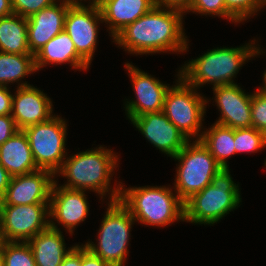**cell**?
<instances>
[{
  "label": "cell",
  "instance_id": "6da1fadb",
  "mask_svg": "<svg viewBox=\"0 0 266 266\" xmlns=\"http://www.w3.org/2000/svg\"><path fill=\"white\" fill-rule=\"evenodd\" d=\"M184 15L181 10L154 6L123 29L112 42L133 55L183 54L189 48L183 26Z\"/></svg>",
  "mask_w": 266,
  "mask_h": 266
},
{
  "label": "cell",
  "instance_id": "7a4b0ae2",
  "mask_svg": "<svg viewBox=\"0 0 266 266\" xmlns=\"http://www.w3.org/2000/svg\"><path fill=\"white\" fill-rule=\"evenodd\" d=\"M116 154L114 149L100 145L91 150L67 155L61 168L54 175L56 178L61 175L67 179L65 184H59L62 187L92 191L96 195L98 193L102 201L106 196L108 200L110 199L109 202L117 201L120 199L121 181L115 180L114 188L111 186V179L120 162L118 157L120 155Z\"/></svg>",
  "mask_w": 266,
  "mask_h": 266
},
{
  "label": "cell",
  "instance_id": "3957f363",
  "mask_svg": "<svg viewBox=\"0 0 266 266\" xmlns=\"http://www.w3.org/2000/svg\"><path fill=\"white\" fill-rule=\"evenodd\" d=\"M255 38L245 45L237 47H217L208 49L201 56L189 60L181 65L180 76L196 89L203 85L212 87L235 84L236 78L243 64L253 57L265 54ZM256 42V43H255Z\"/></svg>",
  "mask_w": 266,
  "mask_h": 266
},
{
  "label": "cell",
  "instance_id": "277c9868",
  "mask_svg": "<svg viewBox=\"0 0 266 266\" xmlns=\"http://www.w3.org/2000/svg\"><path fill=\"white\" fill-rule=\"evenodd\" d=\"M124 186L121 182L119 200L141 225L160 228L171 226L176 221H185L184 202L170 185Z\"/></svg>",
  "mask_w": 266,
  "mask_h": 266
},
{
  "label": "cell",
  "instance_id": "5b68a950",
  "mask_svg": "<svg viewBox=\"0 0 266 266\" xmlns=\"http://www.w3.org/2000/svg\"><path fill=\"white\" fill-rule=\"evenodd\" d=\"M230 170L222 168L211 184L184 203V222L213 226L240 206L242 198L239 184L233 180Z\"/></svg>",
  "mask_w": 266,
  "mask_h": 266
},
{
  "label": "cell",
  "instance_id": "8992f818",
  "mask_svg": "<svg viewBox=\"0 0 266 266\" xmlns=\"http://www.w3.org/2000/svg\"><path fill=\"white\" fill-rule=\"evenodd\" d=\"M107 203L106 214L97 234V244L90 240L83 245L110 266H125L129 256L130 232L136 221L120 200Z\"/></svg>",
  "mask_w": 266,
  "mask_h": 266
},
{
  "label": "cell",
  "instance_id": "52a82bcc",
  "mask_svg": "<svg viewBox=\"0 0 266 266\" xmlns=\"http://www.w3.org/2000/svg\"><path fill=\"white\" fill-rule=\"evenodd\" d=\"M177 73L175 85L166 93L163 113L189 140H199L205 129L207 104L211 100L189 85L180 76V70Z\"/></svg>",
  "mask_w": 266,
  "mask_h": 266
},
{
  "label": "cell",
  "instance_id": "ba28073f",
  "mask_svg": "<svg viewBox=\"0 0 266 266\" xmlns=\"http://www.w3.org/2000/svg\"><path fill=\"white\" fill-rule=\"evenodd\" d=\"M172 159L178 161L172 187L184 203L211 184L222 169L200 140H190Z\"/></svg>",
  "mask_w": 266,
  "mask_h": 266
},
{
  "label": "cell",
  "instance_id": "9c48e42d",
  "mask_svg": "<svg viewBox=\"0 0 266 266\" xmlns=\"http://www.w3.org/2000/svg\"><path fill=\"white\" fill-rule=\"evenodd\" d=\"M67 127L66 120L54 113L48 121L24 129L38 169L55 174L61 168L68 155Z\"/></svg>",
  "mask_w": 266,
  "mask_h": 266
},
{
  "label": "cell",
  "instance_id": "30bf717a",
  "mask_svg": "<svg viewBox=\"0 0 266 266\" xmlns=\"http://www.w3.org/2000/svg\"><path fill=\"white\" fill-rule=\"evenodd\" d=\"M49 226V203L0 204V232L3 241L27 242Z\"/></svg>",
  "mask_w": 266,
  "mask_h": 266
},
{
  "label": "cell",
  "instance_id": "8fae6325",
  "mask_svg": "<svg viewBox=\"0 0 266 266\" xmlns=\"http://www.w3.org/2000/svg\"><path fill=\"white\" fill-rule=\"evenodd\" d=\"M100 23L98 4L73 3L65 16L64 30L74 43L77 53L91 65L98 44Z\"/></svg>",
  "mask_w": 266,
  "mask_h": 266
},
{
  "label": "cell",
  "instance_id": "7c38bea8",
  "mask_svg": "<svg viewBox=\"0 0 266 266\" xmlns=\"http://www.w3.org/2000/svg\"><path fill=\"white\" fill-rule=\"evenodd\" d=\"M130 76L135 99H126L124 109L126 117L131 121L134 117L146 113L163 111L166 93L170 84H165L156 77L139 69L131 63H125Z\"/></svg>",
  "mask_w": 266,
  "mask_h": 266
},
{
  "label": "cell",
  "instance_id": "4fadbf2b",
  "mask_svg": "<svg viewBox=\"0 0 266 266\" xmlns=\"http://www.w3.org/2000/svg\"><path fill=\"white\" fill-rule=\"evenodd\" d=\"M54 181L49 203L50 227L56 230L58 224L73 235L75 228L89 216V202L85 190H75L58 185ZM57 223H56V222ZM57 224V225H56Z\"/></svg>",
  "mask_w": 266,
  "mask_h": 266
},
{
  "label": "cell",
  "instance_id": "5bb4252c",
  "mask_svg": "<svg viewBox=\"0 0 266 266\" xmlns=\"http://www.w3.org/2000/svg\"><path fill=\"white\" fill-rule=\"evenodd\" d=\"M131 124L164 155L173 158L190 140L163 113L134 117Z\"/></svg>",
  "mask_w": 266,
  "mask_h": 266
},
{
  "label": "cell",
  "instance_id": "9a60e30c",
  "mask_svg": "<svg viewBox=\"0 0 266 266\" xmlns=\"http://www.w3.org/2000/svg\"><path fill=\"white\" fill-rule=\"evenodd\" d=\"M55 175L45 169L12 176L0 204L25 205L50 203Z\"/></svg>",
  "mask_w": 266,
  "mask_h": 266
},
{
  "label": "cell",
  "instance_id": "2e32d148",
  "mask_svg": "<svg viewBox=\"0 0 266 266\" xmlns=\"http://www.w3.org/2000/svg\"><path fill=\"white\" fill-rule=\"evenodd\" d=\"M212 99L220 112V117L215 123L233 129L252 127L251 97L245 89L237 83L212 87Z\"/></svg>",
  "mask_w": 266,
  "mask_h": 266
},
{
  "label": "cell",
  "instance_id": "e0dca14e",
  "mask_svg": "<svg viewBox=\"0 0 266 266\" xmlns=\"http://www.w3.org/2000/svg\"><path fill=\"white\" fill-rule=\"evenodd\" d=\"M14 93L11 117L18 130L46 122L54 116L51 98L37 87H19Z\"/></svg>",
  "mask_w": 266,
  "mask_h": 266
},
{
  "label": "cell",
  "instance_id": "ac0fdd59",
  "mask_svg": "<svg viewBox=\"0 0 266 266\" xmlns=\"http://www.w3.org/2000/svg\"><path fill=\"white\" fill-rule=\"evenodd\" d=\"M73 3L58 0L27 18L28 44L35 55L49 40L64 30L65 16Z\"/></svg>",
  "mask_w": 266,
  "mask_h": 266
},
{
  "label": "cell",
  "instance_id": "d6986e66",
  "mask_svg": "<svg viewBox=\"0 0 266 266\" xmlns=\"http://www.w3.org/2000/svg\"><path fill=\"white\" fill-rule=\"evenodd\" d=\"M103 23L112 40L130 23L149 12L154 0H99ZM107 24V25H106Z\"/></svg>",
  "mask_w": 266,
  "mask_h": 266
},
{
  "label": "cell",
  "instance_id": "ffe728a7",
  "mask_svg": "<svg viewBox=\"0 0 266 266\" xmlns=\"http://www.w3.org/2000/svg\"><path fill=\"white\" fill-rule=\"evenodd\" d=\"M36 71L46 65L70 64L71 68L87 71L90 65L77 53L74 43L65 30L49 40L35 55Z\"/></svg>",
  "mask_w": 266,
  "mask_h": 266
},
{
  "label": "cell",
  "instance_id": "44dd1931",
  "mask_svg": "<svg viewBox=\"0 0 266 266\" xmlns=\"http://www.w3.org/2000/svg\"><path fill=\"white\" fill-rule=\"evenodd\" d=\"M0 164L11 176L28 174L38 170L24 130L16 131L0 145Z\"/></svg>",
  "mask_w": 266,
  "mask_h": 266
},
{
  "label": "cell",
  "instance_id": "7402d4cb",
  "mask_svg": "<svg viewBox=\"0 0 266 266\" xmlns=\"http://www.w3.org/2000/svg\"><path fill=\"white\" fill-rule=\"evenodd\" d=\"M36 266H60L65 256L75 246L66 248L64 235L61 230L50 226L27 241Z\"/></svg>",
  "mask_w": 266,
  "mask_h": 266
},
{
  "label": "cell",
  "instance_id": "603a6c76",
  "mask_svg": "<svg viewBox=\"0 0 266 266\" xmlns=\"http://www.w3.org/2000/svg\"><path fill=\"white\" fill-rule=\"evenodd\" d=\"M0 52L30 53L27 18L14 13L0 18Z\"/></svg>",
  "mask_w": 266,
  "mask_h": 266
},
{
  "label": "cell",
  "instance_id": "cb8c5ba5",
  "mask_svg": "<svg viewBox=\"0 0 266 266\" xmlns=\"http://www.w3.org/2000/svg\"><path fill=\"white\" fill-rule=\"evenodd\" d=\"M209 127L204 129L199 140L222 168H229L227 160L235 155L234 129L215 122Z\"/></svg>",
  "mask_w": 266,
  "mask_h": 266
},
{
  "label": "cell",
  "instance_id": "d4e9b609",
  "mask_svg": "<svg viewBox=\"0 0 266 266\" xmlns=\"http://www.w3.org/2000/svg\"><path fill=\"white\" fill-rule=\"evenodd\" d=\"M36 71L34 55L0 52V85L9 86L16 82L17 88L30 86L24 77ZM12 83V84H11Z\"/></svg>",
  "mask_w": 266,
  "mask_h": 266
},
{
  "label": "cell",
  "instance_id": "484cf974",
  "mask_svg": "<svg viewBox=\"0 0 266 266\" xmlns=\"http://www.w3.org/2000/svg\"><path fill=\"white\" fill-rule=\"evenodd\" d=\"M1 247L5 266H36L28 242L3 241Z\"/></svg>",
  "mask_w": 266,
  "mask_h": 266
},
{
  "label": "cell",
  "instance_id": "4316f807",
  "mask_svg": "<svg viewBox=\"0 0 266 266\" xmlns=\"http://www.w3.org/2000/svg\"><path fill=\"white\" fill-rule=\"evenodd\" d=\"M235 154L256 153L264 149L263 132L254 127L234 129Z\"/></svg>",
  "mask_w": 266,
  "mask_h": 266
},
{
  "label": "cell",
  "instance_id": "83f0119b",
  "mask_svg": "<svg viewBox=\"0 0 266 266\" xmlns=\"http://www.w3.org/2000/svg\"><path fill=\"white\" fill-rule=\"evenodd\" d=\"M192 12L205 16H218L224 18L231 23L238 24L239 22L227 11L224 0H192V3L185 14Z\"/></svg>",
  "mask_w": 266,
  "mask_h": 266
},
{
  "label": "cell",
  "instance_id": "f1b7e54d",
  "mask_svg": "<svg viewBox=\"0 0 266 266\" xmlns=\"http://www.w3.org/2000/svg\"><path fill=\"white\" fill-rule=\"evenodd\" d=\"M224 3L227 11L239 24L257 15L265 7L263 0H224Z\"/></svg>",
  "mask_w": 266,
  "mask_h": 266
},
{
  "label": "cell",
  "instance_id": "f546056e",
  "mask_svg": "<svg viewBox=\"0 0 266 266\" xmlns=\"http://www.w3.org/2000/svg\"><path fill=\"white\" fill-rule=\"evenodd\" d=\"M253 92L251 97L252 127L264 132L266 131V95L257 89Z\"/></svg>",
  "mask_w": 266,
  "mask_h": 266
},
{
  "label": "cell",
  "instance_id": "4dcf8cb0",
  "mask_svg": "<svg viewBox=\"0 0 266 266\" xmlns=\"http://www.w3.org/2000/svg\"><path fill=\"white\" fill-rule=\"evenodd\" d=\"M58 0H11L14 14L29 18L41 9L51 6Z\"/></svg>",
  "mask_w": 266,
  "mask_h": 266
},
{
  "label": "cell",
  "instance_id": "1f68e13d",
  "mask_svg": "<svg viewBox=\"0 0 266 266\" xmlns=\"http://www.w3.org/2000/svg\"><path fill=\"white\" fill-rule=\"evenodd\" d=\"M18 128L11 115L0 116V145L7 141Z\"/></svg>",
  "mask_w": 266,
  "mask_h": 266
},
{
  "label": "cell",
  "instance_id": "d6a6232c",
  "mask_svg": "<svg viewBox=\"0 0 266 266\" xmlns=\"http://www.w3.org/2000/svg\"><path fill=\"white\" fill-rule=\"evenodd\" d=\"M12 98L10 87L0 85V116L11 115L12 112Z\"/></svg>",
  "mask_w": 266,
  "mask_h": 266
},
{
  "label": "cell",
  "instance_id": "836d02e7",
  "mask_svg": "<svg viewBox=\"0 0 266 266\" xmlns=\"http://www.w3.org/2000/svg\"><path fill=\"white\" fill-rule=\"evenodd\" d=\"M81 266H110L100 257L91 253L84 245L81 244Z\"/></svg>",
  "mask_w": 266,
  "mask_h": 266
},
{
  "label": "cell",
  "instance_id": "e575fe53",
  "mask_svg": "<svg viewBox=\"0 0 266 266\" xmlns=\"http://www.w3.org/2000/svg\"><path fill=\"white\" fill-rule=\"evenodd\" d=\"M155 6L165 7V8H173L177 10H181L184 13L190 7L192 0H154Z\"/></svg>",
  "mask_w": 266,
  "mask_h": 266
},
{
  "label": "cell",
  "instance_id": "d590c367",
  "mask_svg": "<svg viewBox=\"0 0 266 266\" xmlns=\"http://www.w3.org/2000/svg\"><path fill=\"white\" fill-rule=\"evenodd\" d=\"M60 266H81V245L76 244L65 256Z\"/></svg>",
  "mask_w": 266,
  "mask_h": 266
},
{
  "label": "cell",
  "instance_id": "8d00e7d4",
  "mask_svg": "<svg viewBox=\"0 0 266 266\" xmlns=\"http://www.w3.org/2000/svg\"><path fill=\"white\" fill-rule=\"evenodd\" d=\"M11 177L12 176L9 174V172L0 164V201L5 195Z\"/></svg>",
  "mask_w": 266,
  "mask_h": 266
},
{
  "label": "cell",
  "instance_id": "74e56055",
  "mask_svg": "<svg viewBox=\"0 0 266 266\" xmlns=\"http://www.w3.org/2000/svg\"><path fill=\"white\" fill-rule=\"evenodd\" d=\"M13 14L11 0H0V18Z\"/></svg>",
  "mask_w": 266,
  "mask_h": 266
},
{
  "label": "cell",
  "instance_id": "f35d334b",
  "mask_svg": "<svg viewBox=\"0 0 266 266\" xmlns=\"http://www.w3.org/2000/svg\"><path fill=\"white\" fill-rule=\"evenodd\" d=\"M263 85L259 86V88L257 89L258 91H260L261 93L266 95V70L263 73Z\"/></svg>",
  "mask_w": 266,
  "mask_h": 266
},
{
  "label": "cell",
  "instance_id": "ab89813d",
  "mask_svg": "<svg viewBox=\"0 0 266 266\" xmlns=\"http://www.w3.org/2000/svg\"><path fill=\"white\" fill-rule=\"evenodd\" d=\"M67 1H69L71 3H85L86 1H88V2H86L88 4H97L99 2V0H67Z\"/></svg>",
  "mask_w": 266,
  "mask_h": 266
},
{
  "label": "cell",
  "instance_id": "60d3db41",
  "mask_svg": "<svg viewBox=\"0 0 266 266\" xmlns=\"http://www.w3.org/2000/svg\"><path fill=\"white\" fill-rule=\"evenodd\" d=\"M0 266H5L4 256L2 253V247H0Z\"/></svg>",
  "mask_w": 266,
  "mask_h": 266
},
{
  "label": "cell",
  "instance_id": "b9f144b4",
  "mask_svg": "<svg viewBox=\"0 0 266 266\" xmlns=\"http://www.w3.org/2000/svg\"><path fill=\"white\" fill-rule=\"evenodd\" d=\"M263 139H264V148L266 147V131L263 132ZM266 167V159L264 161V165Z\"/></svg>",
  "mask_w": 266,
  "mask_h": 266
},
{
  "label": "cell",
  "instance_id": "7bdbcfd3",
  "mask_svg": "<svg viewBox=\"0 0 266 266\" xmlns=\"http://www.w3.org/2000/svg\"><path fill=\"white\" fill-rule=\"evenodd\" d=\"M2 242H3V240H2L1 232H0V247H1V245H2Z\"/></svg>",
  "mask_w": 266,
  "mask_h": 266
}]
</instances>
